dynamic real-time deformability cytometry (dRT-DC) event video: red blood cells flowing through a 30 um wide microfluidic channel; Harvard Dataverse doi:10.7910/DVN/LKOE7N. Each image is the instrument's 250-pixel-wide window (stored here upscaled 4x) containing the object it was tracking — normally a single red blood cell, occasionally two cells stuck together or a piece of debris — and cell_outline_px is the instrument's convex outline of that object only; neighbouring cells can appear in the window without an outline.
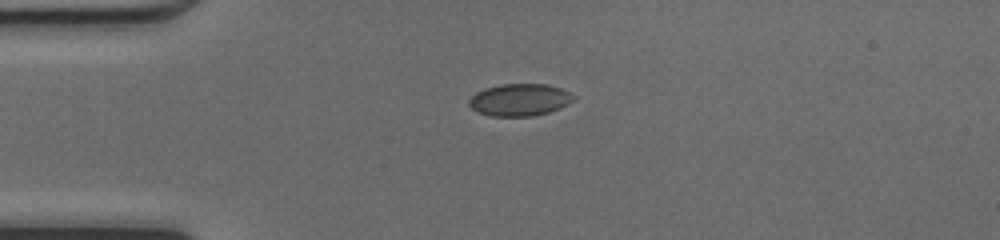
{"species": "common noctule bat (a hibernating species)", "species_latin": "Nyctalus noctula", "temperature_condition": "cold", "stored_images_in_passage": 32, "camera_frame_rate_fps": 3000, "um_per_image_px": 0.085, "animal": {"sex": "female", "body_mass_g": 17.0, "forearm_length_mm": 48.0}, "frame": {"image": 1, "passage_image": 1, "time_ms": 0.0, "image_size_px": [1000, 240], "cell_outline_px": [[576, 100], [560, 108], [548, 112], [532, 116], [492, 116], [480, 112], [472, 108], [468, 104], [468, 100], [476, 92], [484, 88], [500, 84], [548, 84], [560, 88], [576, 96]], "centroid_in_image_um": [44.19, 8.47], "position_along_channel_um": 40.8, "area_um2": 19.65}}
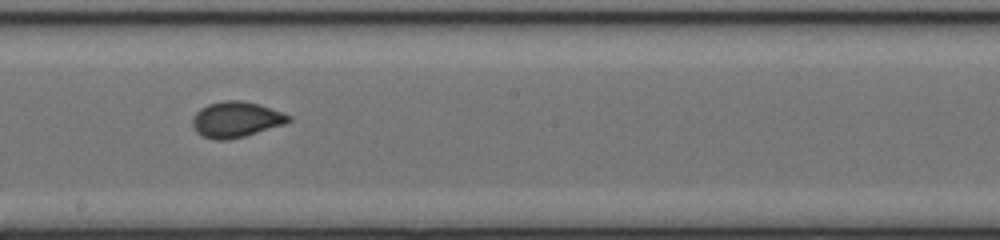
{"frame": {"image": 2, "passage_image": 16, "time_ms": 5.0, "image_size_px": [1000, 240], "cell_outline_px": [[292, 120], [284, 124], [244, 136], [228, 140], [216, 140], [200, 136], [196, 132], [192, 124], [192, 116], [200, 108], [208, 104], [224, 100], [240, 100], [260, 104], [292, 116]], "centroid_in_image_um": [20.03, 10.15], "position_along_channel_um": 228.2, "area_um2": 20.11}}
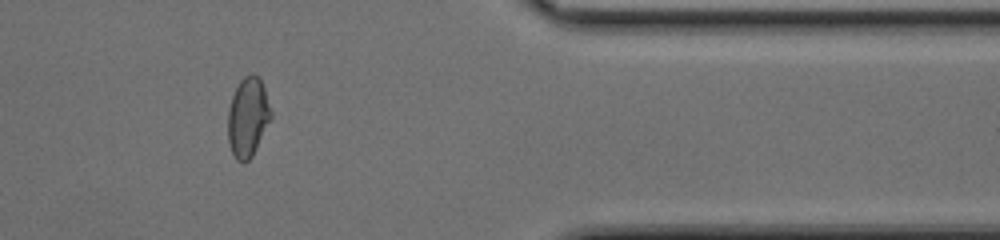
{"frame": {"image": 3, "passage_image": 29, "time_ms": 9.333, "image_size_px": [1000, 240], "cell_outline_px": [[272, 116], [252, 156], [244, 164], [236, 160], [232, 152], [228, 140], [228, 108], [232, 96], [240, 80], [244, 76], [252, 72], [260, 80], [264, 88], [272, 112]], "centroid_in_image_um": [21.05, 9.96], "position_along_channel_um": 390.3, "area_um2": 19.83}, "authors_computed_cell_mechanics": {"area_um2": 19.6809, "velocity_mm_per_s": 4.2757, "shape_relaxation_time_tau1_ms": 8.7847, "shape_relaxation_time_tau2_ms": null, "deformation_change_tau1": 0.1484, "deformation_change_tau2": null}}